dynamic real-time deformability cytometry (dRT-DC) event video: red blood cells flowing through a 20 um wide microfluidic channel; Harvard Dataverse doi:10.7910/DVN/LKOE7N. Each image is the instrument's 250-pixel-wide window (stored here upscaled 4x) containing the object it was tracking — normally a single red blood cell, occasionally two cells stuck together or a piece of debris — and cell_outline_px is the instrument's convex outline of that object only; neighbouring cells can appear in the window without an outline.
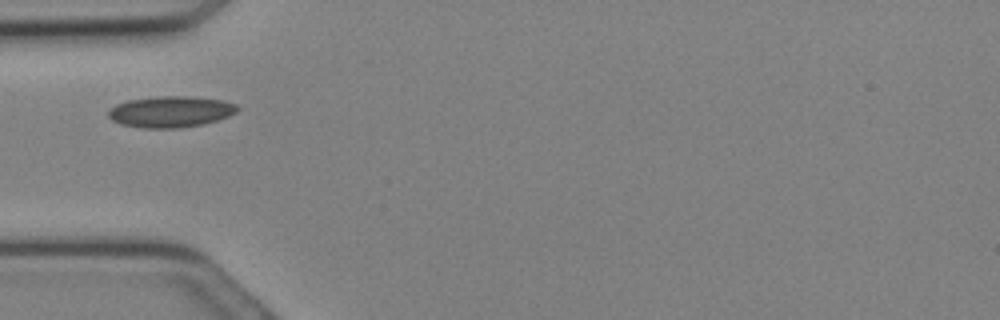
{"species": "Egyptian fruit bat (a non-hibernating species)", "species_latin": "Rousettus aegyptiacus", "temperature_condition": "cold", "stored_images_in_passage": 22, "camera_frame_rate_fps": 3000, "um_per_image_px": 0.085, "animal": {"sex": "female"}, "frame": {"image": 1, "passage_image": 1, "time_ms": 0.0, "image_size_px": [1000, 320], "cell_outline_px": [[240, 108], [236, 112], [228, 116], [204, 124], [180, 128], [144, 128], [120, 124], [112, 120], [108, 116], [108, 112], [116, 104], [128, 100], [156, 96], [192, 96], [224, 100], [236, 104]], "centroid_in_image_um": [14.52, 9.49], "position_along_channel_um": 70.5, "area_um2": 23.58}}
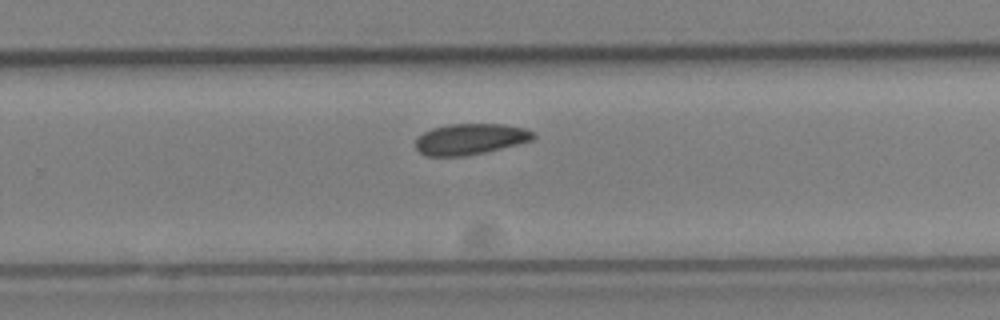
{"frame": {"image": 2, "passage_image": 11, "time_ms": 3.333, "image_size_px": [1000, 320], "cell_outline_px": [[536, 136], [532, 140], [468, 156], [424, 156], [416, 148], [416, 140], [424, 132], [432, 128], [448, 124], [504, 124], [524, 128], [536, 132]], "centroid_in_image_um": [39.98, 11.82], "position_along_channel_um": 289.8, "area_um2": 21.21}}
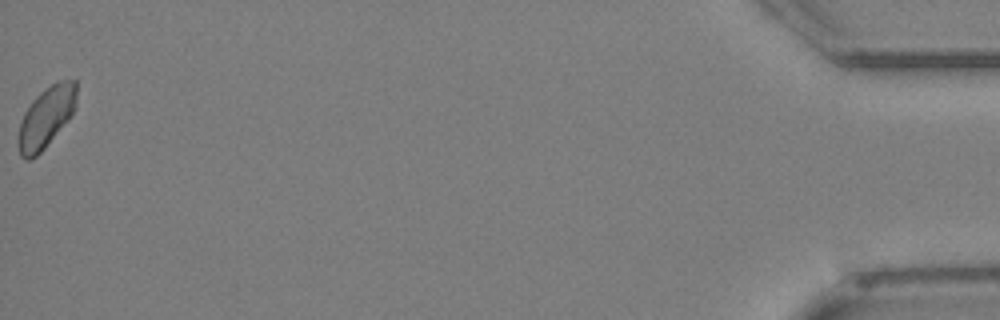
{"frame": {"image": 3, "passage_image": 22, "time_ms": 7.0, "image_size_px": [1000, 320], "cell_outline_px": [[76, 108], [68, 120], [44, 148], [32, 160], [24, 160], [20, 156], [16, 140], [20, 124], [24, 112], [32, 100], [44, 88], [56, 80], [76, 80]], "centroid_in_image_um": [3.89, 9.97], "position_along_channel_um": 431.3, "area_um2": 20.92}}